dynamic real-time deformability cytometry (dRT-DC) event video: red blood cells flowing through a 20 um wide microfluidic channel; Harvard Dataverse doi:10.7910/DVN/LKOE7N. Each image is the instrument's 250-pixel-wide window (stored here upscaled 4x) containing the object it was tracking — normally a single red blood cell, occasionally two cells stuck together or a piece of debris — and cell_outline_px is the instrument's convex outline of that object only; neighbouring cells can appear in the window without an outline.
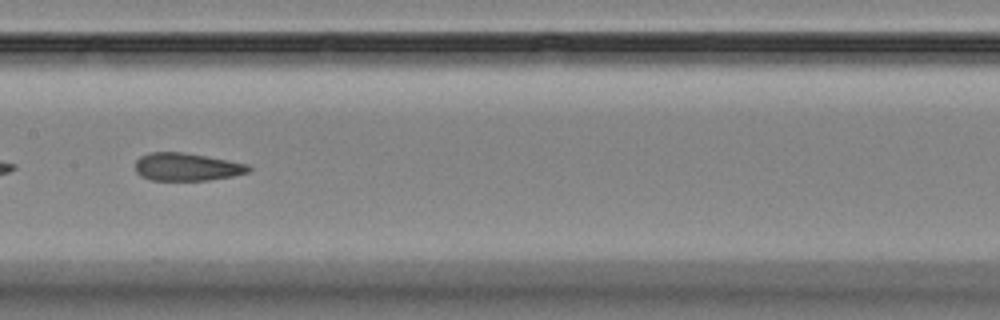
{"species": "Egyptian fruit bat (a non-hibernating species)", "species_latin": "Rousettus aegyptiacus", "temperature_condition": "room temperature", "stored_images_in_passage": 9, "camera_frame_rate_fps": 3000, "um_per_image_px": 0.085, "animal": {"sex": "female"}, "frame": {"image": 1, "passage_image": 8, "time_ms": 8.0, "image_size_px": [1000, 320], "cell_outline_px": [[252, 168], [248, 172], [232, 176], [208, 180], [152, 180], [140, 176], [136, 172], [136, 160], [140, 156], [152, 152], [180, 152], [228, 160], [248, 164]], "centroid_in_image_um": [15.86, 14.19], "position_along_channel_um": 191.5, "area_um2": 18.21}}
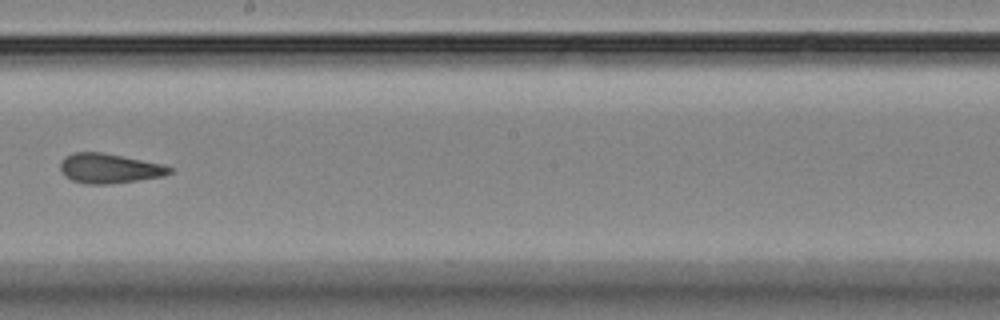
{"frame": {"image": 2, "passage_image": 9, "time_ms": 9.333, "image_size_px": [1000, 320], "cell_outline_px": [[172, 172], [164, 176], [108, 184], [88, 184], [72, 180], [64, 176], [60, 168], [60, 160], [64, 156], [76, 152], [100, 152], [164, 164], [172, 168]], "centroid_in_image_um": [9.27, 14.31], "position_along_channel_um": 238.9, "area_um2": 18.84}}